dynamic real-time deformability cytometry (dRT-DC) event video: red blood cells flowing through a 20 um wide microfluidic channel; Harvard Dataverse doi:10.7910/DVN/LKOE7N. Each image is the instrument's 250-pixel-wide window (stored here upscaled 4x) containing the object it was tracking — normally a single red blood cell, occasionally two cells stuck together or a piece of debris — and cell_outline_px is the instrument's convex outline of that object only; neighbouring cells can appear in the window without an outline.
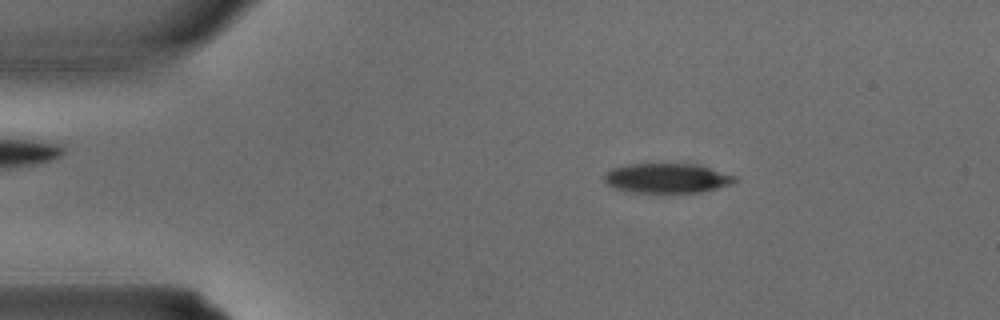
{"species": "common noctule bat (a hibernating species)", "species_latin": "Nyctalus noctula", "temperature_condition": "warm", "stored_images_in_passage": 2, "camera_frame_rate_fps": 3000, "um_per_image_px": 0.085, "animal": {"sex": "male", "body_mass_g": 15.6}, "frame": {"image": 1, "passage_image": 1, "time_ms": 0.0, "image_size_px": [1000, 320], "cell_outline_px": [[736, 180], [732, 184], [700, 192], [632, 192], [612, 188], [604, 184], [604, 176], [612, 168], [628, 164], [700, 164], [736, 176]], "centroid_in_image_um": [56.68, 15.14], "position_along_channel_um": 28.3, "area_um2": 22.6}}